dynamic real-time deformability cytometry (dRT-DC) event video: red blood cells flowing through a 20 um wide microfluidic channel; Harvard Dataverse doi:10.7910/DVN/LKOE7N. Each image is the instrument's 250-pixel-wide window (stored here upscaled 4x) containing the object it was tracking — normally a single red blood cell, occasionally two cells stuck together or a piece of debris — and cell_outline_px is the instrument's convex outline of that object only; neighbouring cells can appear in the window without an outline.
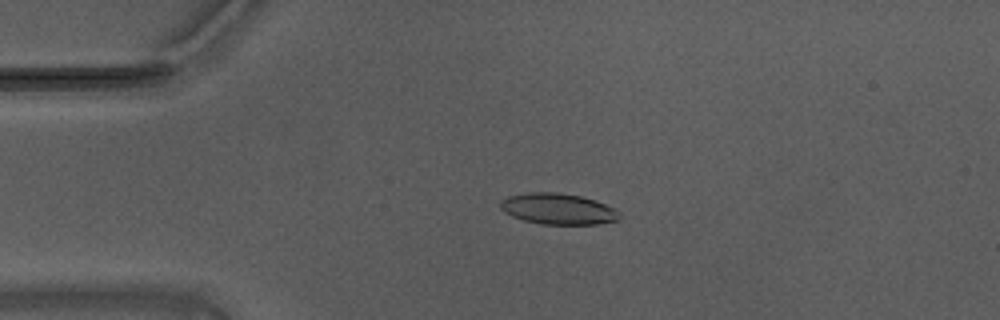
{"species": "Egyptian fruit bat (a non-hibernating species)", "species_latin": "Rousettus aegyptiacus", "temperature_condition": "warm", "stored_images_in_passage": 40, "camera_frame_rate_fps": 3000, "um_per_image_px": 0.085, "animal": {"sex": "male"}, "frame": {"image": 1, "passage_image": 4, "time_ms": 1.0, "image_size_px": [1000, 320], "cell_outline_px": [[620, 220], [596, 224], [540, 224], [524, 220], [512, 216], [504, 212], [500, 208], [500, 200], [508, 196], [528, 192], [556, 192], [580, 196], [596, 200], [616, 208], [620, 212]], "centroid_in_image_um": [47.45, 17.75], "position_along_channel_um": 37.6, "area_um2": 21.73}}
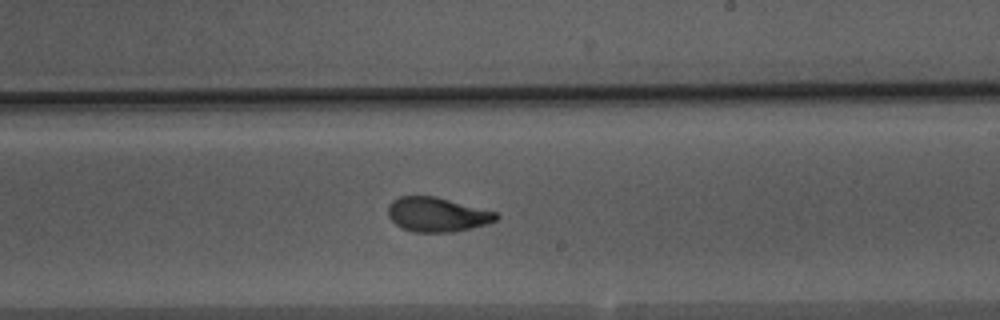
{"frame": {"image": 2, "passage_image": 24, "time_ms": 7.667, "image_size_px": [1000, 320], "cell_outline_px": [[500, 216], [496, 220], [484, 224], [452, 232], [412, 232], [400, 228], [388, 216], [388, 204], [392, 200], [400, 196], [436, 196], [496, 212]], "centroid_in_image_um": [37.1, 18.23], "position_along_channel_um": 251.9, "area_um2": 21.62}}
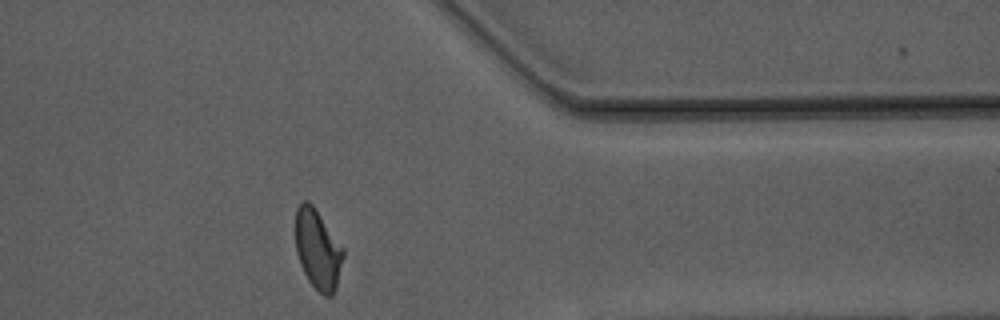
{"frame": {"image": 3, "passage_image": 36, "time_ms": 11.667, "image_size_px": [1000, 320], "cell_outline_px": [[344, 256], [336, 288], [332, 296], [324, 296], [308, 280], [300, 264], [296, 252], [296, 208], [304, 200], [308, 200], [312, 204], [344, 248]], "centroid_in_image_um": [27.02, 21.2], "position_along_channel_um": 384.4, "area_um2": 22.08}, "authors_computed_cell_mechanics": {"area_um2": 22.0507, "velocity_mm_per_s": 3.7043, "shape_relaxation_time_tau1_ms": 4.8349, "shape_relaxation_time_tau2_ms": 1.4622, "deformation_change_tau1": 0.1875, "deformation_change_tau2": 0.0731}}